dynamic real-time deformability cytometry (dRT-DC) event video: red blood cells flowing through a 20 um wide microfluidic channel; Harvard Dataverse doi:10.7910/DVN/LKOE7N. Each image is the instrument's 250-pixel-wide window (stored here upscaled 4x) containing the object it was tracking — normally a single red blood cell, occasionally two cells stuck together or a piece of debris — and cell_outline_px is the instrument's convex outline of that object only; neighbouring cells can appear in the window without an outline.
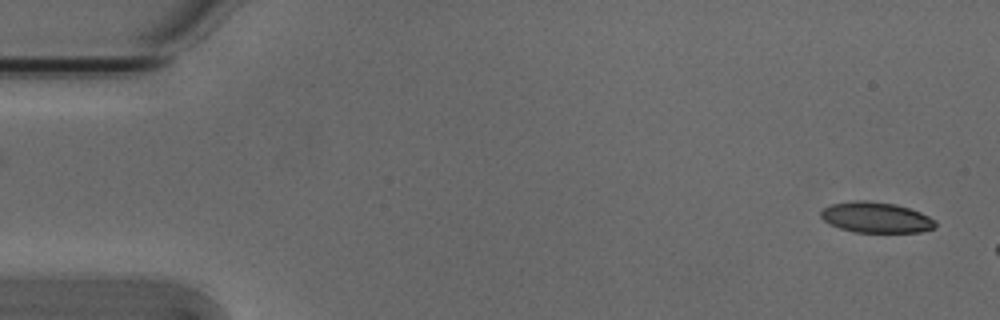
{"species": "Egyptian fruit bat (a non-hibernating species)", "species_latin": "Rousettus aegyptiacus", "temperature_condition": "cold", "stored_images_in_passage": 2, "camera_frame_rate_fps": 3000, "um_per_image_px": 0.085, "animal": {"sex": "male"}, "frame": {"image": 1, "passage_image": 2, "time_ms": 0.333, "image_size_px": [1000, 320], "cell_outline_px": [[936, 224], [932, 228], [920, 232], [856, 232], [840, 228], [824, 220], [820, 216], [820, 212], [824, 208], [832, 204], [852, 200], [868, 200], [896, 204], [920, 212], [936, 220]], "centroid_in_image_um": [74.46, 18.47], "position_along_channel_um": 10.5, "area_um2": 20.35}}